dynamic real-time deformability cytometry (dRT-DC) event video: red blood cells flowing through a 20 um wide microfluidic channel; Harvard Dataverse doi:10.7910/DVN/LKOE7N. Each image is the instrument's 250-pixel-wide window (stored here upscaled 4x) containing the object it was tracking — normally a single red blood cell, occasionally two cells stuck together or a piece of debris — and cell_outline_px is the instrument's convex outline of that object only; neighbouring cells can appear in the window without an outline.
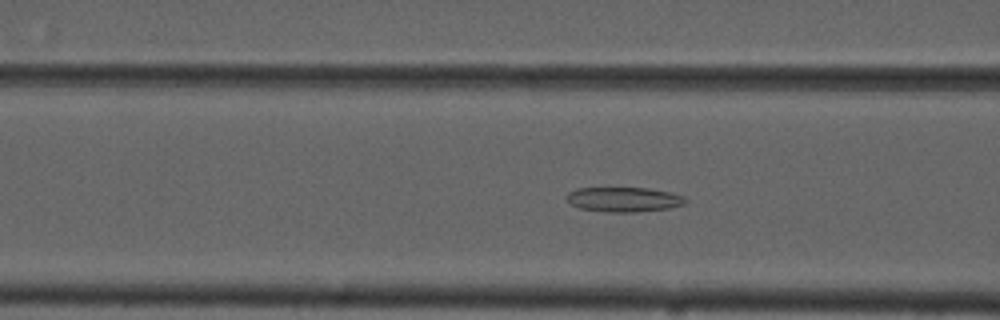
{"species": "common noctule bat (a hibernating species)", "species_latin": "Nyctalus noctula", "temperature_condition": "cold", "stored_images_in_passage": 53, "camera_frame_rate_fps": 3000, "um_per_image_px": 0.085, "animal": {"sex": "male", "forearm_length_mm": 52.5}, "frame": {"image": 1, "passage_image": 19, "time_ms": 6.0, "image_size_px": [1000, 320], "cell_outline_px": [[688, 200], [684, 204], [668, 208], [636, 212], [604, 212], [580, 208], [568, 204], [564, 196], [568, 192], [576, 188], [648, 188], [672, 192], [684, 196]], "centroid_in_image_um": [52.98, 16.95], "position_along_channel_um": 113.6, "area_um2": 17.4}}
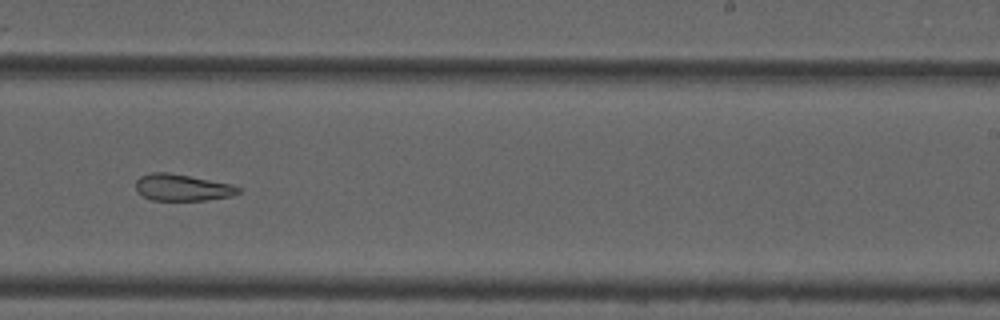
{"frame": {"image": 2, "passage_image": 32, "time_ms": 10.333, "image_size_px": [1000, 320], "cell_outline_px": [[240, 192], [232, 196], [204, 200], [152, 200], [136, 192], [136, 180], [140, 176], [152, 172], [168, 172], [232, 184], [240, 188]], "centroid_in_image_um": [15.47, 15.93], "position_along_channel_um": 273.5, "area_um2": 15.9}}
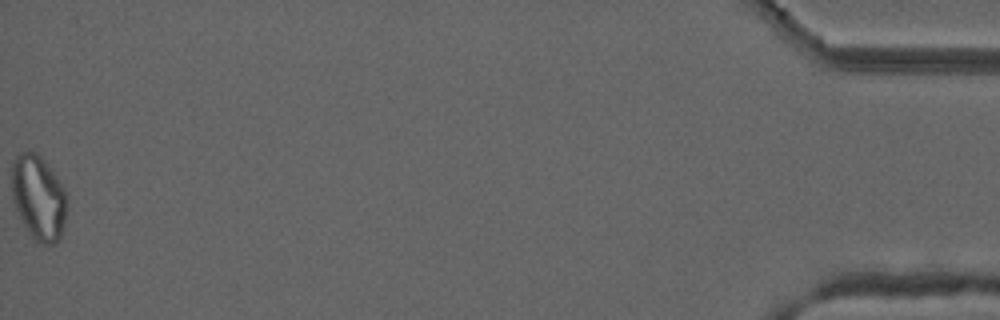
{"frame": {"image": 3, "passage_image": 53, "time_ms": 17.333, "image_size_px": [1000, 320], "cell_outline_px": [[68, 208], [60, 236], [56, 244], [44, 244], [32, 240], [16, 208], [12, 196], [12, 164], [16, 156], [20, 152], [28, 148], [36, 152], [44, 160], [64, 188]], "centroid_in_image_um": [3.27, 16.78], "position_along_channel_um": 431.9, "area_um2": 27.34}, "authors_computed_cell_mechanics": {"area_um2": 20.4612, "velocity_mm_per_s": 3.6964, "shape_relaxation_time_tau1_ms": null, "shape_relaxation_time_tau2_ms": 4.5611, "deformation_change_tau1": null, "deformation_change_tau2": 0.1256}}